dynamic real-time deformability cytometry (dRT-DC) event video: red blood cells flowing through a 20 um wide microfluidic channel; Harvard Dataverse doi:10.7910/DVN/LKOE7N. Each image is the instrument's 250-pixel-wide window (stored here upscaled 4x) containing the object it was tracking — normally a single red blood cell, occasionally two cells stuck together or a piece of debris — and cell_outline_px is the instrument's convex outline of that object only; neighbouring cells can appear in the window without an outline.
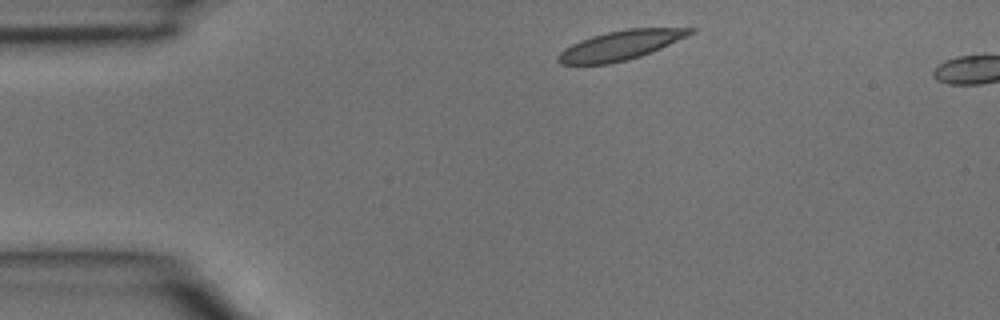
{"species": "common noctule bat (a hibernating species)", "species_latin": "Nyctalus noctula", "temperature_condition": "room temperature", "stored_images_in_passage": 3, "segment_of_instrument_passage": [1, 2], "camera_frame_rate_fps": 3000, "um_per_image_px": 0.085, "animal": {"sex": "male", "body_mass_g": 15.6}, "frame": {"image": 1, "passage_image": 1, "time_ms": 0.0, "image_size_px": [1000, 320], "cell_outline_px": [[696, 32], [688, 36], [652, 52], [628, 60], [608, 64], [560, 64], [556, 60], [556, 56], [564, 48], [580, 40], [592, 36], [608, 32], [628, 28], [696, 28]], "centroid_in_image_um": [52.75, 3.85], "position_along_channel_um": 32.3, "area_um2": 22.66}}